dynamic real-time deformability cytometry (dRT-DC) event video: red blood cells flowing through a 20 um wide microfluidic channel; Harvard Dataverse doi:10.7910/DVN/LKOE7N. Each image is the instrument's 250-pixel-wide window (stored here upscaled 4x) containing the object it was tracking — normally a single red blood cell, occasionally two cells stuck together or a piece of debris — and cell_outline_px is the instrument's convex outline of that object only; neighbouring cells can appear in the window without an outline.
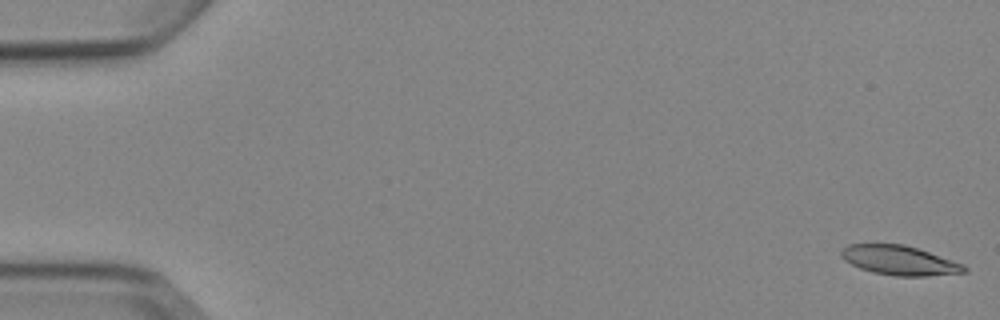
{"species": "Egyptian fruit bat (a non-hibernating species)", "species_latin": "Rousettus aegyptiacus", "temperature_condition": "cold", "stored_images_in_passage": 6, "camera_frame_rate_fps": 3000, "um_per_image_px": 0.085, "animal": {"sex": "female"}, "frame": {"image": 1, "passage_image": 1, "time_ms": 0.0, "image_size_px": [1000, 320], "cell_outline_px": [[968, 272], [928, 276], [896, 276], [872, 272], [860, 268], [844, 260], [840, 256], [840, 252], [848, 244], [904, 244], [964, 264], [968, 268]], "centroid_in_image_um": [76.46, 22.14], "position_along_channel_um": 8.5, "area_um2": 21.04}}
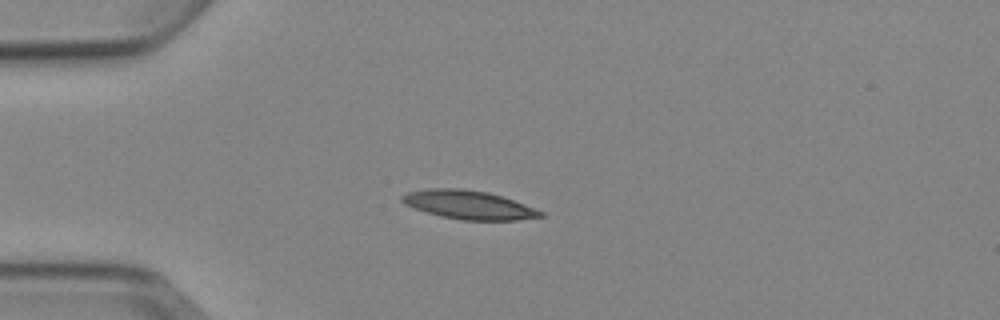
{"frame": {"image": 2, "passage_image": 4, "time_ms": 4.333, "image_size_px": [1000, 320], "cell_outline_px": [[544, 216], [516, 220], [460, 220], [440, 216], [404, 204], [400, 200], [400, 196], [408, 192], [428, 188], [460, 188], [488, 192], [524, 204], [544, 212]], "centroid_in_image_um": [39.81, 17.41], "position_along_channel_um": 45.2, "area_um2": 22.95}}
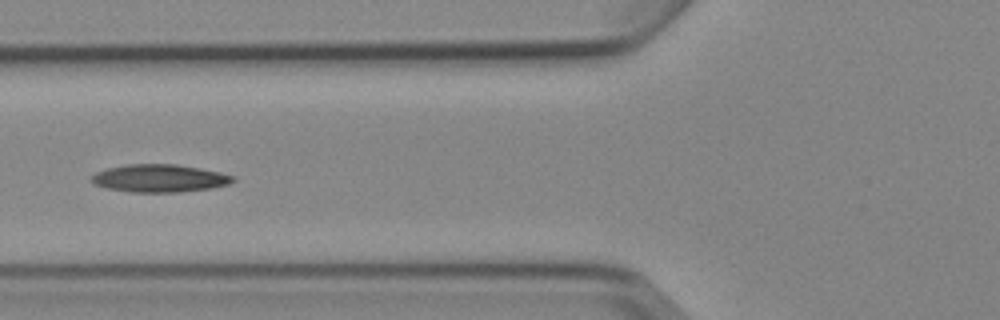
{"frame": {"image": 3, "passage_image": 6, "time_ms": 6.667, "image_size_px": [1000, 320], "cell_outline_px": [[236, 180], [228, 184], [212, 188], [180, 192], [132, 192], [108, 188], [92, 184], [88, 180], [96, 172], [108, 168], [128, 164], [176, 164], [200, 168], [220, 172], [236, 176]], "centroid_in_image_um": [13.57, 15.15], "position_along_channel_um": 112.2, "area_um2": 23.0}}